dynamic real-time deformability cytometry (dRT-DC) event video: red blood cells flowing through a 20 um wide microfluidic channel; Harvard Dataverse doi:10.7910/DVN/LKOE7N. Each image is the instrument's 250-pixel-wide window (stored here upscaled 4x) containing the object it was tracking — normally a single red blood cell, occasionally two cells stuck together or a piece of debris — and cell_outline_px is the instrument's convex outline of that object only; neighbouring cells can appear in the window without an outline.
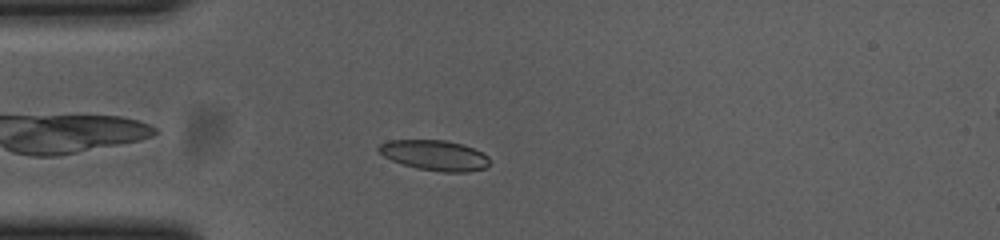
{"species": "common noctule bat (a hibernating species)", "species_latin": "Nyctalus noctula", "temperature_condition": "cold", "stored_images_in_passage": 31, "camera_frame_rate_fps": 3000, "um_per_image_px": 0.085, "animal": {"sex": "female", "body_mass_g": 23.0, "forearm_length_mm": 53.4}, "frame": {"image": 1, "passage_image": 6, "time_ms": 1.667, "image_size_px": [1000, 240], "cell_outline_px": [[488, 164], [484, 168], [468, 172], [440, 172], [420, 168], [404, 164], [392, 160], [384, 156], [376, 148], [380, 144], [388, 140], [444, 140], [464, 144], [488, 156]], "centroid_in_image_um": [36.94, 13.19], "position_along_channel_um": 48.1, "area_um2": 19.36}}
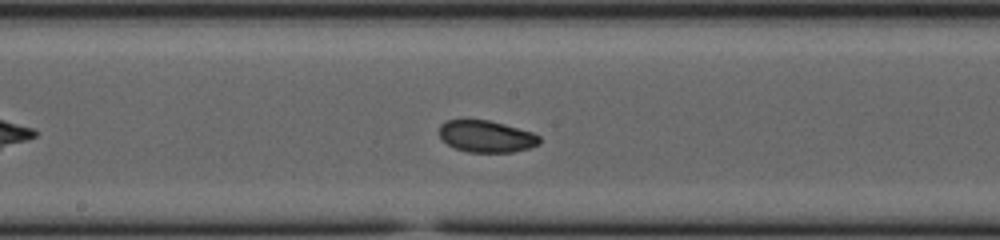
{"frame": {"image": 2, "passage_image": 20, "time_ms": 6.333, "image_size_px": [1000, 240], "cell_outline_px": [[540, 144], [528, 148], [512, 152], [468, 152], [456, 148], [448, 144], [440, 136], [440, 124], [448, 120], [488, 120], [504, 124], [532, 132], [540, 136]], "centroid_in_image_um": [41.36, 11.59], "position_along_channel_um": 206.8, "area_um2": 18.38}}
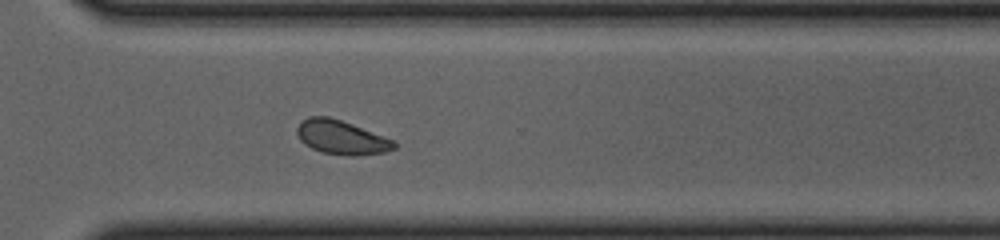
{"frame": {"image": 3, "passage_image": 31, "time_ms": 10.0, "image_size_px": [1000, 240], "cell_outline_px": [[396, 148], [384, 152], [356, 156], [348, 156], [320, 152], [304, 144], [300, 140], [296, 132], [296, 128], [308, 116], [328, 116], [352, 124], [392, 140], [396, 144]], "centroid_in_image_um": [28.98, 11.69], "position_along_channel_um": 341.6, "area_um2": 19.07}}